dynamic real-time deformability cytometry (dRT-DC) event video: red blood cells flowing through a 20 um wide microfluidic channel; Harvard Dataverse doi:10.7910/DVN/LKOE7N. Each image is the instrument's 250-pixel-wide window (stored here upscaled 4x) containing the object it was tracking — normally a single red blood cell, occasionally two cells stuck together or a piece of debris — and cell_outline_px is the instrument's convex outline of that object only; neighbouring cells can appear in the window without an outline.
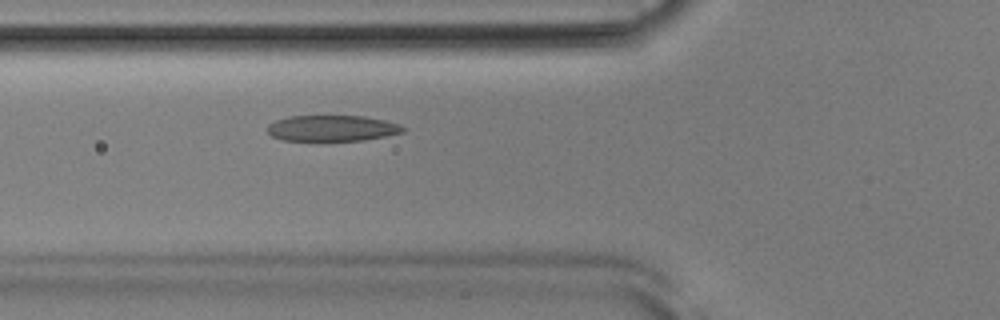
{"species": "Egyptian fruit bat (a non-hibernating species)", "species_latin": "Rousettus aegyptiacus", "temperature_condition": "room temperature", "stored_images_in_passage": 49, "camera_frame_rate_fps": 3000, "um_per_image_px": 0.085, "animal": {"sex": "male"}, "frame": {"image": 1, "passage_image": 16, "time_ms": 5.0, "image_size_px": [1000, 320], "cell_outline_px": [[408, 128], [404, 132], [364, 140], [284, 140], [272, 136], [268, 132], [268, 124], [276, 120], [288, 116], [364, 116], [384, 120], [400, 124]], "centroid_in_image_um": [28.26, 10.89], "position_along_channel_um": 97.5, "area_um2": 20.4}}
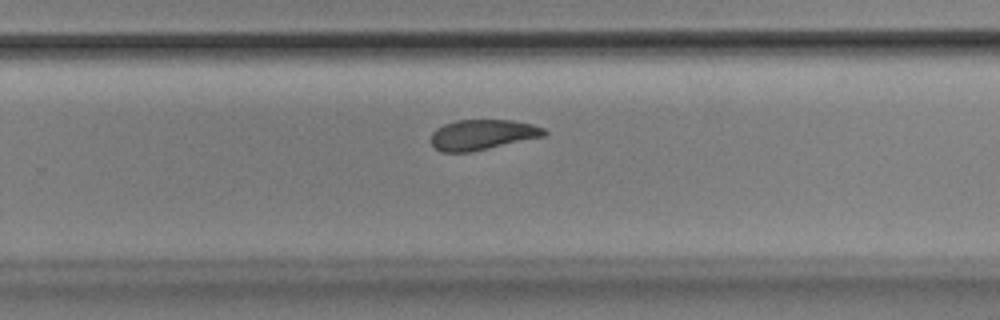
{"frame": {"image": 2, "passage_image": 31, "time_ms": 10.0, "image_size_px": [1000, 320], "cell_outline_px": [[548, 132], [544, 136], [488, 148], [468, 152], [440, 152], [432, 144], [432, 132], [436, 128], [444, 124], [456, 120], [512, 120], [532, 124], [544, 128]], "centroid_in_image_um": [41.0, 11.44], "position_along_channel_um": 288.8, "area_um2": 19.83}}
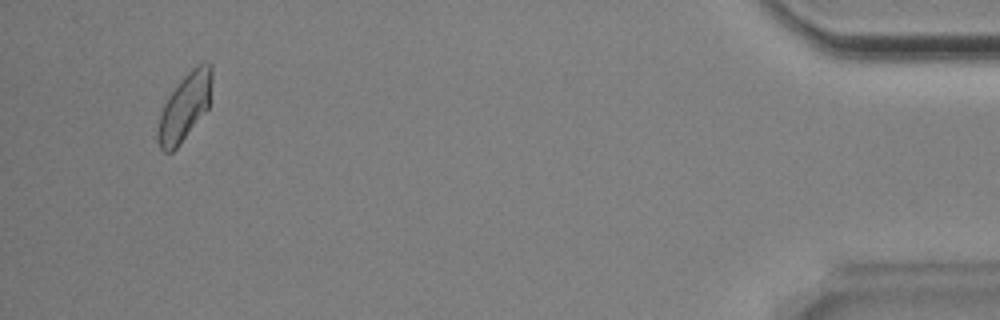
{"frame": {"image": 3, "passage_image": 47, "time_ms": 15.333, "image_size_px": [1000, 320], "cell_outline_px": [[212, 80], [208, 108], [180, 144], [172, 152], [164, 152], [160, 148], [156, 136], [160, 112], [168, 96], [180, 80], [196, 64], [204, 60], [212, 64]], "centroid_in_image_um": [15.7, 9.06], "position_along_channel_um": 419.5, "area_um2": 21.27}, "authors_computed_cell_mechanics": {"area_um2": 21.1548, "velocity_mm_per_s": 3.8246, "shape_relaxation_time_tau1_ms": 3.2153, "shape_relaxation_time_tau2_ms": 2.225, "deformation_change_tau1": 0.1276, "deformation_change_tau2": 0.0874}}